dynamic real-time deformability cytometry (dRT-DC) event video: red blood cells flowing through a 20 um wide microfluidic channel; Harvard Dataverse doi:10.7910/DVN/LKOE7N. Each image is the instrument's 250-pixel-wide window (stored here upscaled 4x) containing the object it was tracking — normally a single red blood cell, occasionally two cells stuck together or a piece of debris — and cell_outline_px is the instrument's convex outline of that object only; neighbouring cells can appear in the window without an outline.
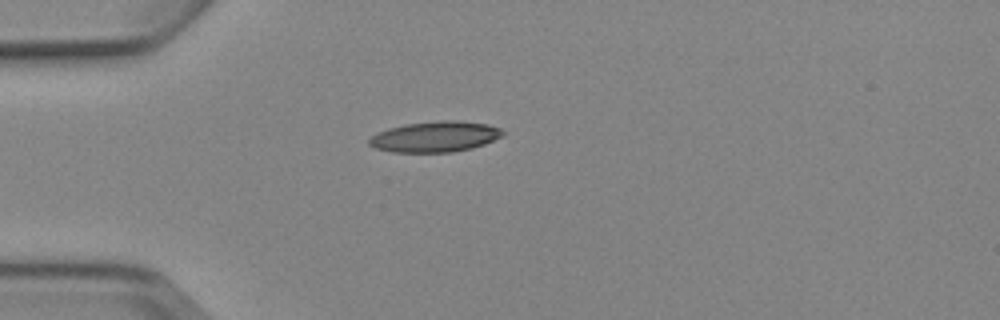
{"species": "Egyptian fruit bat (a non-hibernating species)", "species_latin": "Rousettus aegyptiacus", "temperature_condition": "cold", "stored_images_in_passage": 1, "camera_frame_rate_fps": 3000, "um_per_image_px": 0.085, "animal": {"sex": "female"}, "frame": {"image": 1, "passage_image": 1, "time_ms": 0.0, "image_size_px": [1000, 320], "cell_outline_px": [[504, 136], [484, 144], [472, 148], [452, 152], [392, 152], [376, 148], [368, 144], [368, 140], [376, 132], [388, 128], [404, 124], [440, 120], [456, 120], [488, 124], [500, 128], [504, 132]], "centroid_in_image_um": [36.98, 11.61], "position_along_channel_um": 48.0, "area_um2": 24.04}}